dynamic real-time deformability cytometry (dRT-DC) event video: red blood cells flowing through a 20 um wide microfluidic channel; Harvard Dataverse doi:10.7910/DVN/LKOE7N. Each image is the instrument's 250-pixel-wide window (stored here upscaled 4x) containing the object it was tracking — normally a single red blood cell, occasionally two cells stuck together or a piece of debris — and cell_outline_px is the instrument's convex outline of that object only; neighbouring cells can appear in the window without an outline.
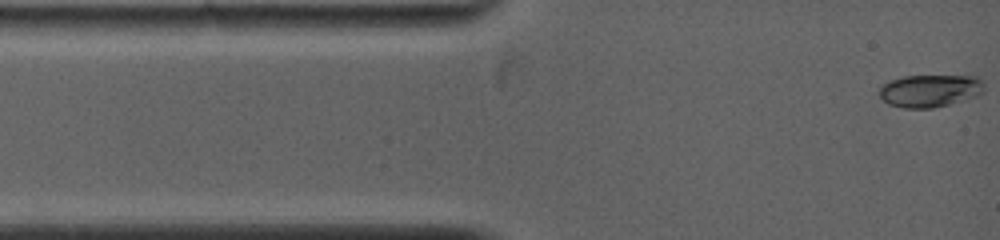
{"species": "common noctule bat (a hibernating species)", "species_latin": "Nyctalus noctula", "temperature_condition": "warm", "stored_images_in_passage": 45, "camera_frame_rate_fps": 5000, "um_per_image_px": 0.085, "animal": {"sex": "female", "body_mass_g": 19.0, "forearm_length_mm": 53.3}, "frame": {"image": 1, "passage_image": 1, "time_ms": 0.0, "image_size_px": [1000, 240], "cell_outline_px": [[984, 88], [980, 92], [972, 96], [948, 104], [932, 108], [904, 108], [888, 104], [876, 92], [884, 84], [892, 80], [904, 76], [976, 76], [984, 84]], "centroid_in_image_um": [78.98, 7.71], "position_along_channel_um": 6.0, "area_um2": 19.48}}
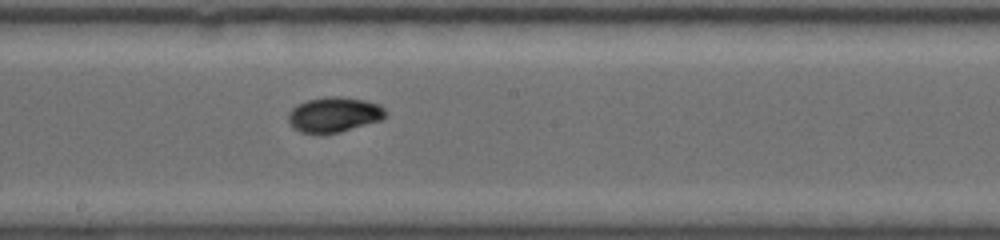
{"frame": {"image": 2, "passage_image": 17, "time_ms": 6.6, "image_size_px": [1000, 240], "cell_outline_px": [[388, 112], [380, 120], [340, 132], [300, 132], [292, 128], [288, 120], [288, 112], [296, 104], [308, 100], [328, 96], [336, 96], [364, 100], [380, 104]], "centroid_in_image_um": [28.38, 9.72], "position_along_channel_um": 219.8, "area_um2": 19.71}}
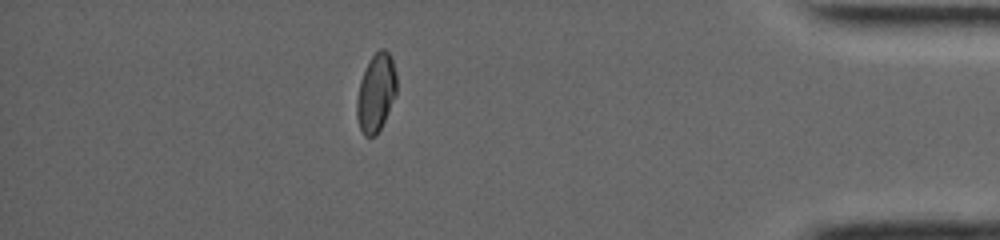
{"frame": {"image": 3, "passage_image": 34, "time_ms": 12.4, "image_size_px": [1000, 240], "cell_outline_px": [[396, 96], [376, 136], [364, 136], [360, 128], [356, 116], [356, 100], [360, 80], [372, 56], [380, 48], [384, 48], [392, 56], [396, 72]], "centroid_in_image_um": [31.96, 7.87], "position_along_channel_um": 403.2, "area_um2": 18.15}}